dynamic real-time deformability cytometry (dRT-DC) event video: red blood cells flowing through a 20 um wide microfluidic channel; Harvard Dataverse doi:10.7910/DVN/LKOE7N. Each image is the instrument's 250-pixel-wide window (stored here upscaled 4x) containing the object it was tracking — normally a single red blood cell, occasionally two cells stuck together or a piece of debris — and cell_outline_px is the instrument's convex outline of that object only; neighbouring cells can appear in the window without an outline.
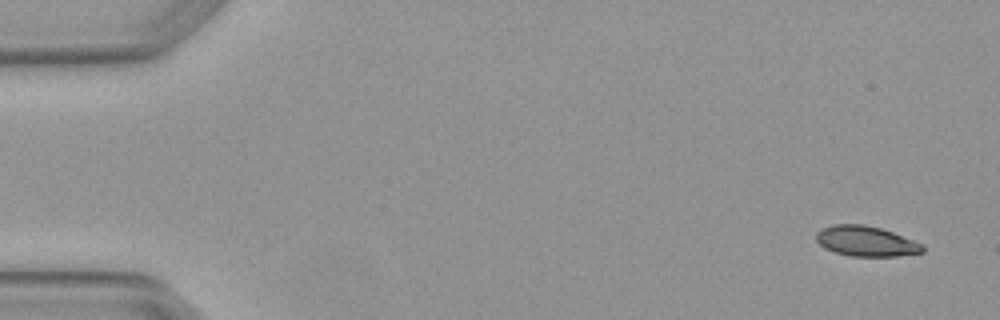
{"species": "Egyptian fruit bat (a non-hibernating species)", "species_latin": "Rousettus aegyptiacus", "temperature_condition": "warm", "stored_images_in_passage": 4, "camera_frame_rate_fps": 3000, "um_per_image_px": 0.085, "animal": {"sex": "female"}, "frame": {"image": 1, "passage_image": 1, "time_ms": 0.0, "image_size_px": [1000, 320], "cell_outline_px": [[924, 252], [896, 256], [852, 256], [836, 252], [824, 248], [816, 240], [816, 232], [832, 224], [860, 224], [880, 228], [892, 232], [924, 244]], "centroid_in_image_um": [73.62, 20.5], "position_along_channel_um": 11.4, "area_um2": 18.61}}
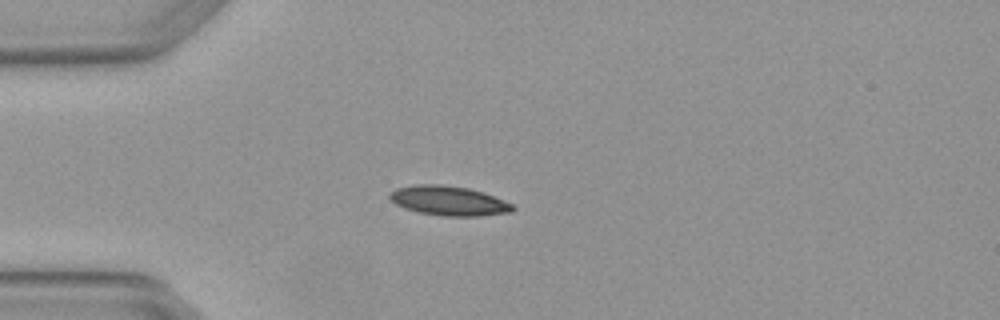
{"frame": {"image": 2, "passage_image": 4, "time_ms": 1.0, "image_size_px": [1000, 320], "cell_outline_px": [[516, 208], [512, 212], [480, 216], [444, 216], [420, 212], [404, 208], [396, 204], [388, 196], [388, 192], [396, 188], [416, 184], [440, 184], [468, 188], [484, 192], [512, 204]], "centroid_in_image_um": [38.14, 17.06], "position_along_channel_um": 46.9, "area_um2": 21.21}}